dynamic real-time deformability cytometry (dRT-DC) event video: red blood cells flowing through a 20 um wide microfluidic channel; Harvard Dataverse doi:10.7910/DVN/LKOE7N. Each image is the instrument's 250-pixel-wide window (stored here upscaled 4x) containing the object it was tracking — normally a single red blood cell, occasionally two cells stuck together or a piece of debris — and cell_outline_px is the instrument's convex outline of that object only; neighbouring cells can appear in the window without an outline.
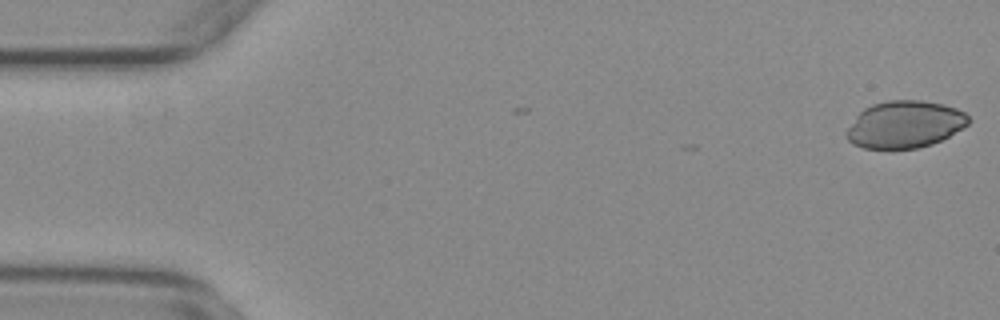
{"species": "common noctule bat (a hibernating species)", "species_latin": "Nyctalus noctula", "temperature_condition": "warm", "stored_images_in_passage": 4, "camera_frame_rate_fps": 3000, "um_per_image_px": 0.085, "animal": {"sex": "female", "body_mass_g": 29.2, "forearm_length_mm": 56.3}, "frame": {"image": 1, "passage_image": 1, "time_ms": 0.0, "image_size_px": [1000, 320], "cell_outline_px": [[972, 120], [968, 124], [948, 136], [932, 144], [916, 148], [892, 152], [864, 148], [852, 144], [848, 140], [844, 132], [856, 116], [864, 108], [872, 104], [888, 100], [924, 100], [944, 104], [956, 108], [964, 112]], "centroid_in_image_um": [76.87, 10.61], "position_along_channel_um": 8.1, "area_um2": 34.28}}